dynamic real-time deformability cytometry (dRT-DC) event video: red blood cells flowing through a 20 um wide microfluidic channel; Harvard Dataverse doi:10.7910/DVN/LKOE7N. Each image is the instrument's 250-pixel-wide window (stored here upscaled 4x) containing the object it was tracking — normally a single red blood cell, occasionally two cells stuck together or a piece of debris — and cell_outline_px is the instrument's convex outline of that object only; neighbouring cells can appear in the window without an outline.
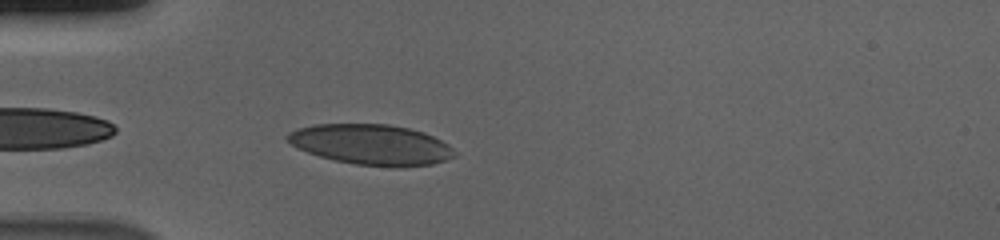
{"species": "human", "species_latin": "Homo sapiens", "temperature_condition": "cold", "stored_images_in_passage": 39, "camera_frame_rate_fps": 3000, "um_per_image_px": 0.085, "donor": {"sex": "male"}, "frame": {"image": 1, "passage_image": 2, "time_ms": 0.333, "image_size_px": [1000, 240], "cell_outline_px": [[456, 156], [432, 164], [404, 168], [392, 168], [356, 164], [336, 160], [320, 156], [308, 152], [292, 144], [284, 136], [288, 132], [312, 124], [388, 124], [408, 128], [424, 132], [448, 144], [456, 152]], "centroid_in_image_um": [31.59, 12.3], "position_along_channel_um": 53.4, "area_um2": 39.42}}
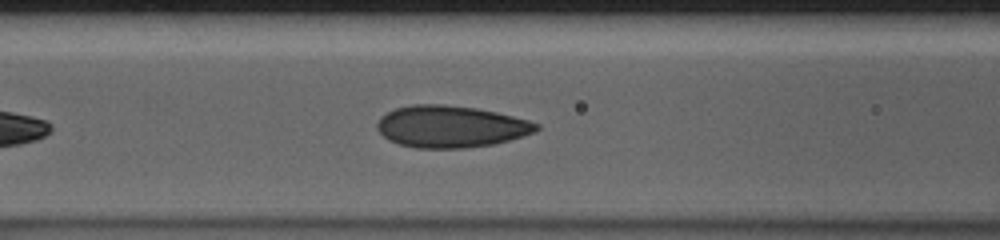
{"frame": {"image": 2, "passage_image": 9, "time_ms": 2.667, "image_size_px": [1000, 240], "cell_outline_px": [[540, 128], [536, 132], [508, 140], [492, 144], [464, 148], [416, 148], [400, 144], [388, 140], [376, 128], [376, 124], [380, 116], [396, 108], [412, 104], [444, 104], [476, 108], [496, 112], [528, 120], [540, 124]], "centroid_in_image_um": [38.3, 10.75], "position_along_channel_um": 128.3, "area_um2": 38.84}}
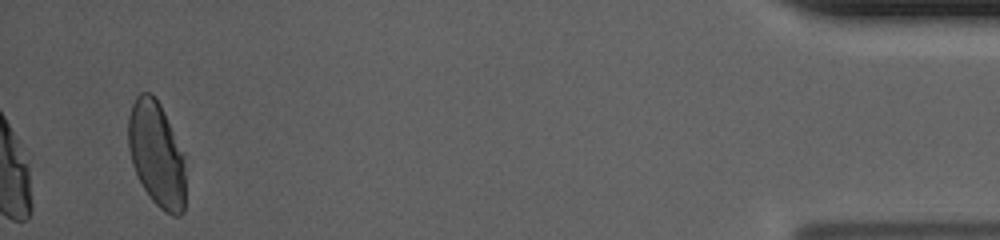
{"frame": {"image": 3, "passage_image": 39, "time_ms": 12.667, "image_size_px": [1000, 240], "cell_outline_px": [[184, 212], [180, 216], [172, 216], [164, 212], [152, 200], [144, 188], [132, 164], [128, 148], [128, 116], [132, 104], [136, 96], [140, 92], [152, 92], [160, 104], [184, 152]], "centroid_in_image_um": [13.31, 13.09], "position_along_channel_um": 421.9, "area_um2": 35.26}, "authors_computed_cell_mechanics": {"area_um2": 38.8416, "velocity_mm_per_s": 3.6903, "shape_relaxation_time_tau1_ms": 5.9833, "shape_relaxation_time_tau2_ms": 0.7795, "deformation_change_tau1": 0.1672, "deformation_change_tau2": 0.0645}}